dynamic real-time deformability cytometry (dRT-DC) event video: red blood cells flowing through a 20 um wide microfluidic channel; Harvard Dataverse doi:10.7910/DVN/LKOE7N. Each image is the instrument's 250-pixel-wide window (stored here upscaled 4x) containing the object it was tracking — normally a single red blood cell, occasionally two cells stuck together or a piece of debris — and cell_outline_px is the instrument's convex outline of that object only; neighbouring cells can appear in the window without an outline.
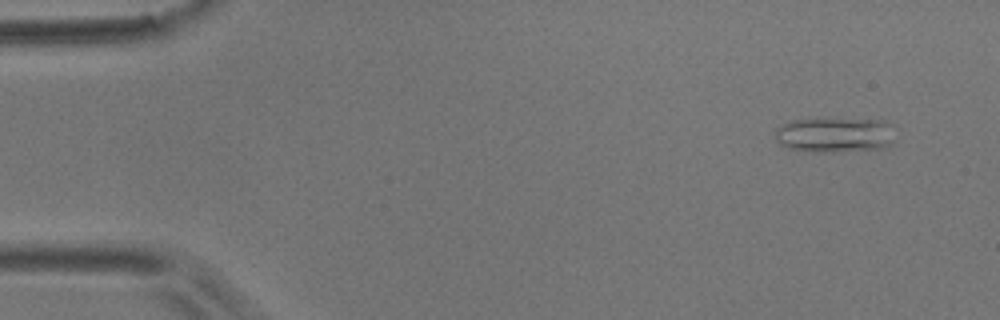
{"species": "common noctule bat (a hibernating species)", "species_latin": "Nyctalus noctula", "temperature_condition": "room temperature", "stored_images_in_passage": 7, "camera_frame_rate_fps": 3000, "um_per_image_px": 0.085, "animal": {"sex": "male", "body_mass_g": 17.9}, "frame": {"image": 1, "passage_image": 2, "time_ms": 1.0, "image_size_px": [1000, 320], "cell_outline_px": [[892, 144], [880, 148], [832, 152], [812, 152], [792, 148], [780, 144], [776, 140], [776, 128], [792, 120], [820, 116], [828, 116], [884, 120], [888, 124], [892, 140]], "centroid_in_image_um": [70.9, 11.4], "position_along_channel_um": 14.1, "area_um2": 25.09}}
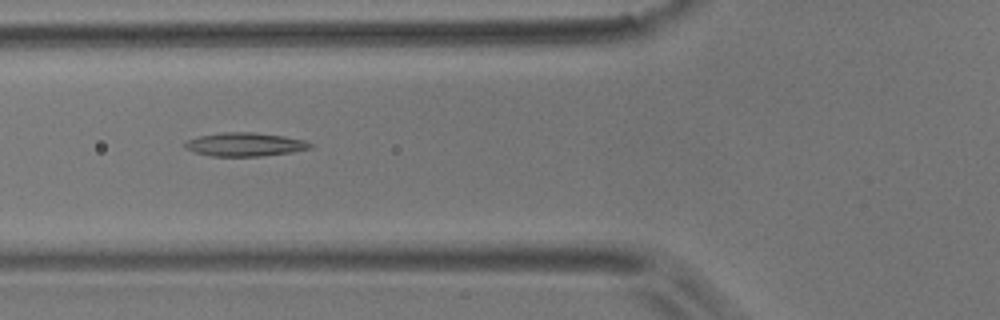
{"frame": {"image": 2, "passage_image": 6, "time_ms": 6.667, "image_size_px": [1000, 320], "cell_outline_px": [[312, 148], [292, 152], [260, 156], [212, 156], [196, 152], [184, 148], [184, 144], [188, 140], [200, 136], [224, 132], [252, 132], [284, 136], [304, 140], [312, 144]], "centroid_in_image_um": [20.84, 12.28], "position_along_channel_um": 105.0, "area_um2": 17.05}}
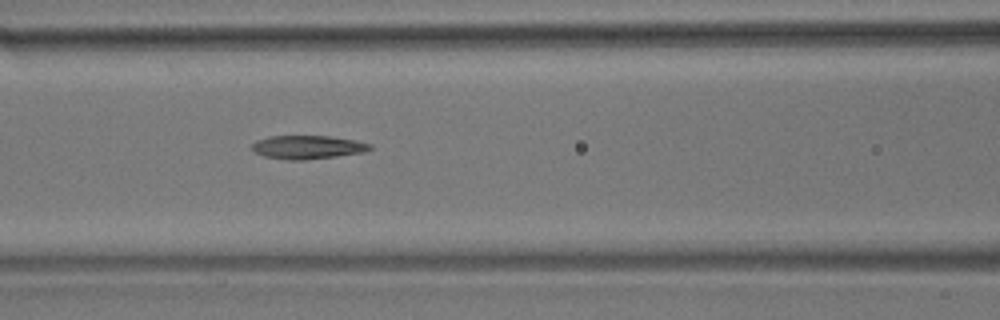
{"frame": {"image": 3, "passage_image": 7, "time_ms": 7.667, "image_size_px": [1000, 320], "cell_outline_px": [[372, 148], [364, 152], [336, 156], [304, 160], [288, 160], [264, 156], [252, 152], [252, 144], [256, 140], [268, 136], [328, 136], [352, 140], [372, 144]], "centroid_in_image_um": [26.09, 12.51], "position_along_channel_um": 140.5, "area_um2": 16.13}}